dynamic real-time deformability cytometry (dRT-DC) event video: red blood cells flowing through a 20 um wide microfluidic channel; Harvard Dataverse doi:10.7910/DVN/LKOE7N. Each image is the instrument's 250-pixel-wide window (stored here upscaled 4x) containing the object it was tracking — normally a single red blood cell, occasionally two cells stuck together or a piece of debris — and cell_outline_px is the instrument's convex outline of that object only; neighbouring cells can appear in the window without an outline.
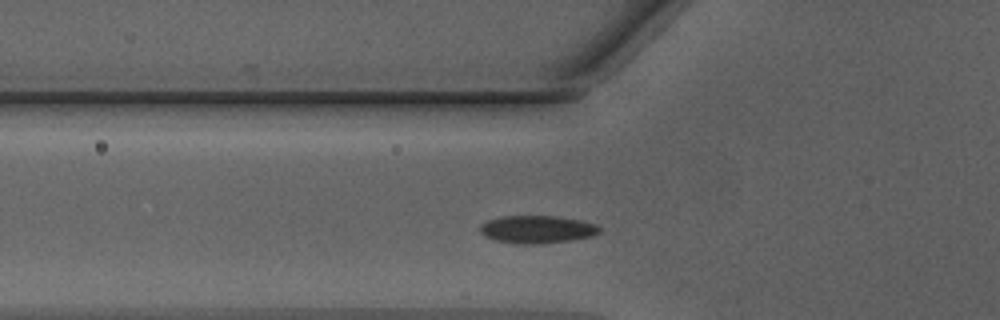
{"species": "Egyptian fruit bat (a non-hibernating species)", "species_latin": "Rousettus aegyptiacus", "temperature_condition": "warm", "stored_images_in_passage": 35, "camera_frame_rate_fps": 3000, "um_per_image_px": 0.085, "animal": {"sex": "male"}, "frame": {"image": 1, "passage_image": 4, "time_ms": 1.0, "image_size_px": [1000, 320], "cell_outline_px": [[600, 232], [592, 236], [572, 240], [544, 244], [520, 244], [492, 240], [484, 236], [480, 232], [480, 224], [488, 220], [500, 216], [560, 216], [580, 220], [596, 224], [600, 228]], "centroid_in_image_um": [45.64, 19.5], "position_along_channel_um": 80.2, "area_um2": 19.59}}
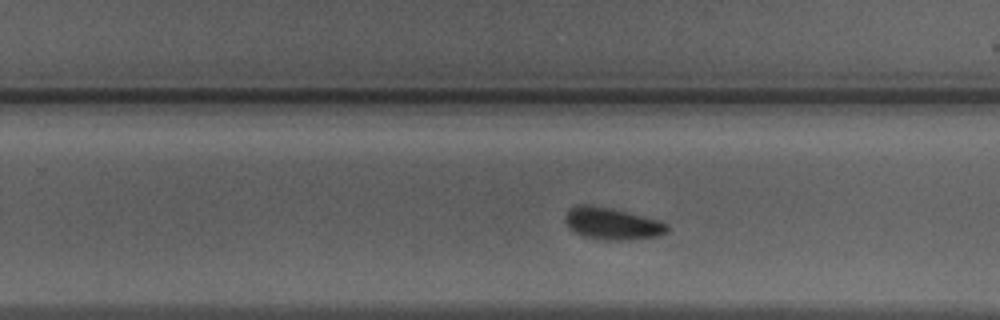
{"frame": {"image": 2, "passage_image": 18, "time_ms": 5.667, "image_size_px": [1000, 320], "cell_outline_px": [[668, 232], [660, 236], [620, 240], [608, 240], [584, 236], [576, 232], [568, 224], [564, 216], [572, 208], [580, 204], [588, 204], [612, 208], [660, 220], [668, 224]], "centroid_in_image_um": [52.09, 19.0], "position_along_channel_um": 277.7, "area_um2": 18.73}}
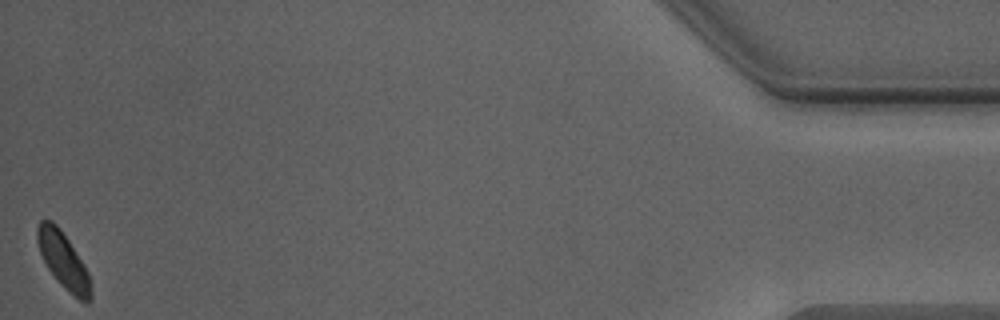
{"frame": {"image": 3, "passage_image": 35, "time_ms": 11.333, "image_size_px": [1000, 320], "cell_outline_px": [[92, 300], [88, 304], [84, 304], [64, 288], [56, 280], [48, 268], [40, 252], [36, 236], [36, 228], [40, 220], [52, 220], [60, 228], [84, 264], [88, 272], [92, 292]], "centroid_in_image_um": [5.4, 22.17], "position_along_channel_um": 429.8, "area_um2": 17.57}, "authors_computed_cell_mechanics": {"area_um2": 18.8428, "velocity_mm_per_s": 4.241, "shape_relaxation_time_tau1_ms": 3.4151, "shape_relaxation_time_tau2_ms": 2.0096, "deformation_change_tau1": 0.1232, "deformation_change_tau2": 0.0577}}